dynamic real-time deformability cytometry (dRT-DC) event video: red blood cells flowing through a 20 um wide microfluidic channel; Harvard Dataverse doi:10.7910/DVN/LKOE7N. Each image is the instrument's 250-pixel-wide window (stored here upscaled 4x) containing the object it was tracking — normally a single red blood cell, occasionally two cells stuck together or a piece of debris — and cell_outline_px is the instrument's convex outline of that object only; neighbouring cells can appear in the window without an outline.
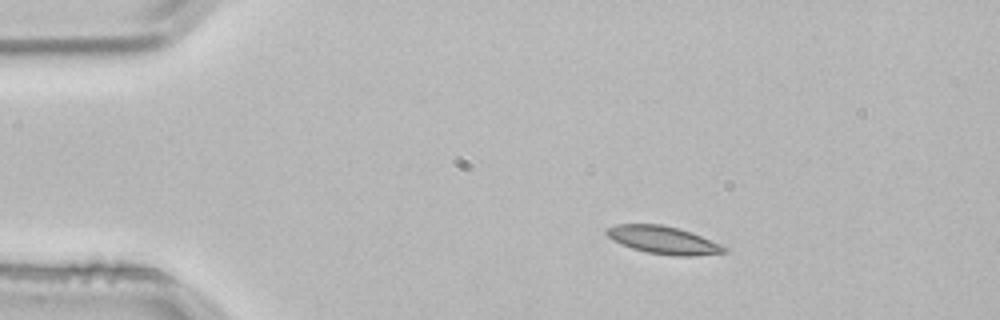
{"species": "common noctule bat (a hibernating species)", "species_latin": "Nyctalus noctula", "temperature_condition": "room temperature", "stored_images_in_passage": 3, "camera_frame_rate_fps": 3000, "um_per_image_px": 0.085, "animal": {"sex": "male", "body_mass_g": 21.5, "forearm_length_mm": 52.0}, "frame": {"image": 1, "passage_image": 2, "time_ms": 0.333, "image_size_px": [1000, 320], "cell_outline_px": [[728, 252], [696, 256], [676, 256], [648, 252], [632, 248], [620, 244], [612, 240], [604, 232], [604, 228], [616, 224], [660, 224], [692, 232], [720, 244], [728, 248]], "centroid_in_image_um": [56.36, 20.4], "position_along_channel_um": 28.6, "area_um2": 19.07}}